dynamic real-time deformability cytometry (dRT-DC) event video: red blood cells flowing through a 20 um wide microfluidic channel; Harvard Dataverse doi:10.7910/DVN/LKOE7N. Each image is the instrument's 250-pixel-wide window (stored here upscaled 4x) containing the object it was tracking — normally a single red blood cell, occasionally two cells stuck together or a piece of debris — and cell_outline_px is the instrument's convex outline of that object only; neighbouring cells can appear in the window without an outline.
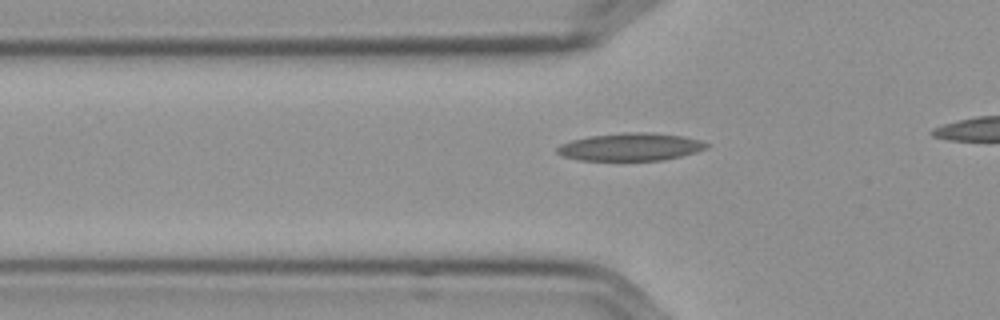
{"species": "Egyptian fruit bat (a non-hibernating species)", "species_latin": "Rousettus aegyptiacus", "temperature_condition": "cold", "stored_images_in_passage": 37, "camera_frame_rate_fps": 3000, "um_per_image_px": 0.085, "frame": {"image": 1, "passage_image": 7, "time_ms": 2.0, "image_size_px": [1000, 320], "cell_outline_px": [[708, 148], [696, 152], [664, 160], [580, 160], [564, 156], [556, 152], [556, 148], [560, 144], [572, 140], [588, 136], [624, 132], [652, 132], [680, 136], [700, 140], [708, 144]], "centroid_in_image_um": [53.58, 12.48], "position_along_channel_um": 72.2, "area_um2": 24.04}}
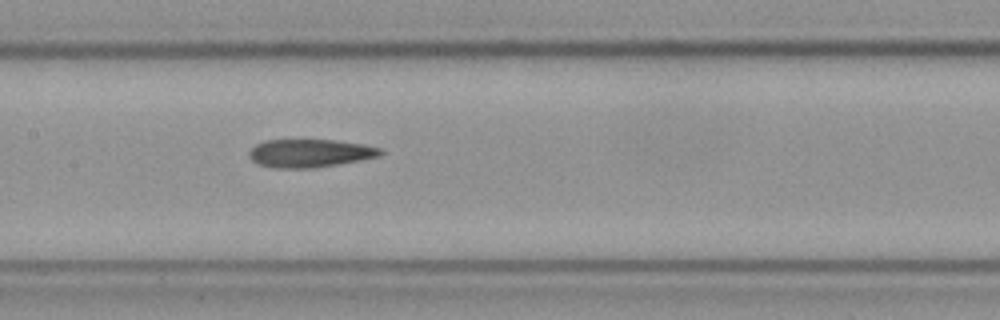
{"frame": {"image": 2, "passage_image": 16, "time_ms": 5.0, "image_size_px": [1000, 320], "cell_outline_px": [[384, 152], [380, 156], [360, 160], [312, 168], [272, 168], [260, 164], [252, 160], [248, 156], [248, 152], [256, 144], [264, 140], [332, 140], [364, 144], [380, 148]], "centroid_in_image_um": [26.33, 13.02], "position_along_channel_um": 181.1, "area_um2": 21.44}}
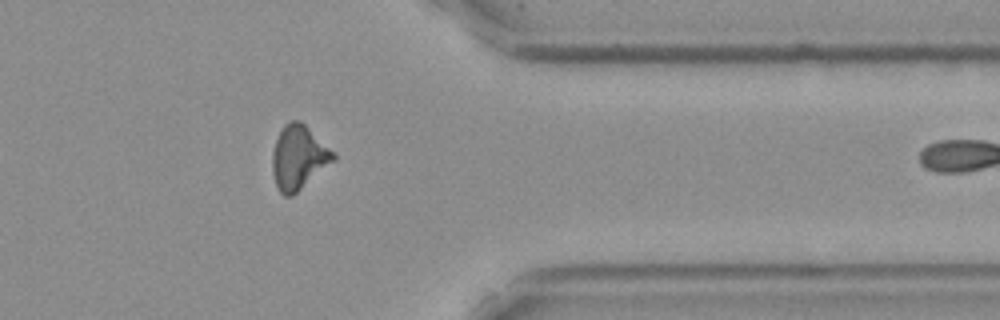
{"frame": {"image": 3, "passage_image": 34, "time_ms": 11.0, "image_size_px": [1000, 320], "cell_outline_px": [[336, 160], [292, 196], [284, 196], [280, 192], [276, 184], [272, 172], [272, 152], [276, 140], [284, 124], [288, 120], [300, 120], [336, 152]], "centroid_in_image_um": [25.4, 13.37], "position_along_channel_um": 386.0, "area_um2": 22.95}}